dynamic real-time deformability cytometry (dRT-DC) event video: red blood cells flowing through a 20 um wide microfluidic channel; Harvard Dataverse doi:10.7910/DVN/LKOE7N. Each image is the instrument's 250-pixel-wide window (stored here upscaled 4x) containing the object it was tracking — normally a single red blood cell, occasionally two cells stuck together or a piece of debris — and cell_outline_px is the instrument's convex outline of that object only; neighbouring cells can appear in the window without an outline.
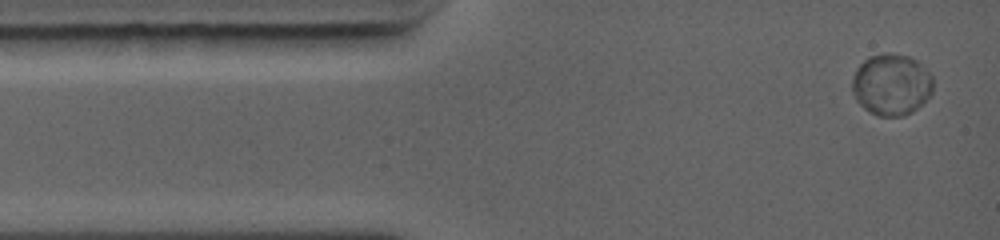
{"species": "common noctule bat (a hibernating species)", "species_latin": "Nyctalus noctula", "temperature_condition": "warm", "stored_images_in_passage": 31, "camera_frame_rate_fps": 5000, "um_per_image_px": 0.085, "animal": {"sex": "female", "body_mass_g": 19.0, "forearm_length_mm": 56.7}, "frame": {"image": 1, "passage_image": 1, "time_ms": 0.0, "image_size_px": [1000, 240], "cell_outline_px": [[932, 92], [912, 112], [904, 116], [876, 116], [864, 108], [856, 100], [852, 92], [852, 80], [856, 68], [868, 56], [884, 52], [892, 52], [908, 56], [916, 60], [932, 76]], "centroid_in_image_um": [75.73, 7.17], "position_along_channel_um": 9.3, "area_um2": 29.07}}
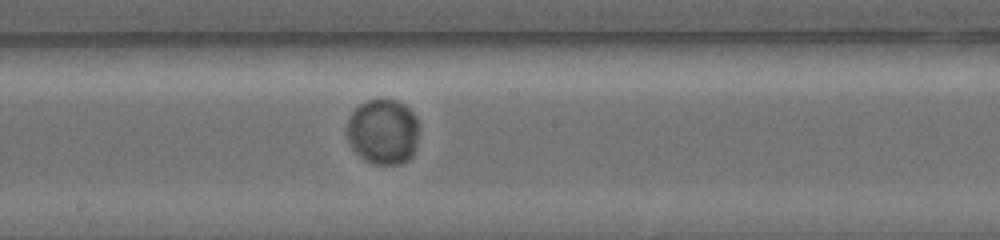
{"frame": {"image": 2, "passage_image": 14, "time_ms": 6.2, "image_size_px": [1000, 240], "cell_outline_px": [[420, 124], [416, 144], [412, 156], [408, 160], [400, 164], [376, 164], [364, 160], [352, 148], [348, 140], [348, 120], [352, 112], [360, 104], [368, 100], [396, 100], [404, 104], [416, 116]], "centroid_in_image_um": [32.59, 11.2], "position_along_channel_um": 215.6, "area_um2": 27.51}}
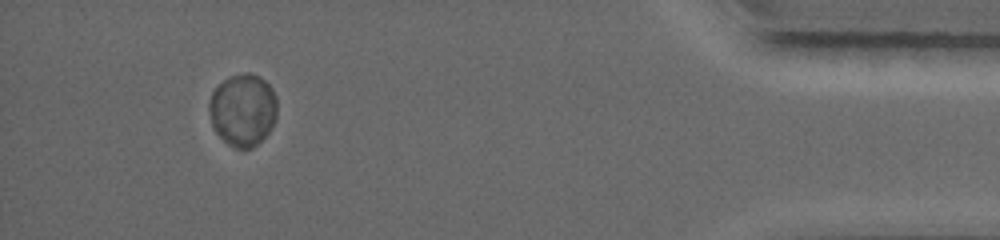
{"frame": {"image": 3, "passage_image": 27, "time_ms": 12.4, "image_size_px": [1000, 240], "cell_outline_px": [[276, 120], [268, 132], [252, 148], [236, 148], [228, 144], [216, 132], [212, 124], [208, 108], [212, 92], [228, 76], [248, 72], [260, 76], [272, 88], [276, 96]], "centroid_in_image_um": [20.65, 9.32], "position_along_channel_um": 414.6, "area_um2": 28.55}, "authors_computed_cell_mechanics": {"area_um2": 27.6862, "velocity_mm_per_s": 4.3161, "shape_relaxation_time_tau1_ms": 1.454, "shape_relaxation_time_tau2_ms": null, "deformation_change_tau1": 0.0293, "deformation_change_tau2": null}}